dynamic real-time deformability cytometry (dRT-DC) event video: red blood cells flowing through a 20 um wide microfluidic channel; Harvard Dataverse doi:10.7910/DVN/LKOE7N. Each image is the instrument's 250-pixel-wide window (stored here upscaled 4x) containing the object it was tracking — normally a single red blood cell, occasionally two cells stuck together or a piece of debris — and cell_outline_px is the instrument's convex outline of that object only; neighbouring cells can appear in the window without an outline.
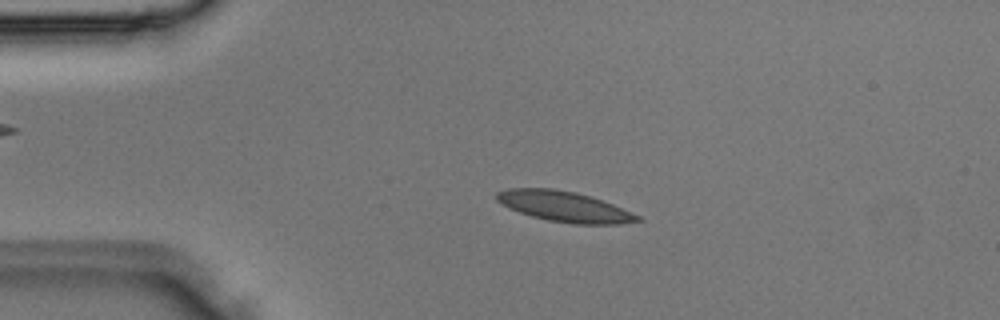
{"species": "Egyptian fruit bat (a non-hibernating species)", "species_latin": "Rousettus aegyptiacus", "temperature_condition": "room temperature", "stored_images_in_passage": 3, "camera_frame_rate_fps": 3000, "um_per_image_px": 0.085, "animal": {"sex": "male"}, "frame": {"image": 1, "passage_image": 2, "time_ms": 0.333, "image_size_px": [1000, 320], "cell_outline_px": [[644, 220], [620, 224], [576, 224], [548, 220], [532, 216], [520, 212], [496, 200], [496, 192], [508, 188], [552, 188], [576, 192], [612, 204], [632, 212], [640, 216]], "centroid_in_image_um": [47.99, 17.55], "position_along_channel_um": 37.0, "area_um2": 24.68}}